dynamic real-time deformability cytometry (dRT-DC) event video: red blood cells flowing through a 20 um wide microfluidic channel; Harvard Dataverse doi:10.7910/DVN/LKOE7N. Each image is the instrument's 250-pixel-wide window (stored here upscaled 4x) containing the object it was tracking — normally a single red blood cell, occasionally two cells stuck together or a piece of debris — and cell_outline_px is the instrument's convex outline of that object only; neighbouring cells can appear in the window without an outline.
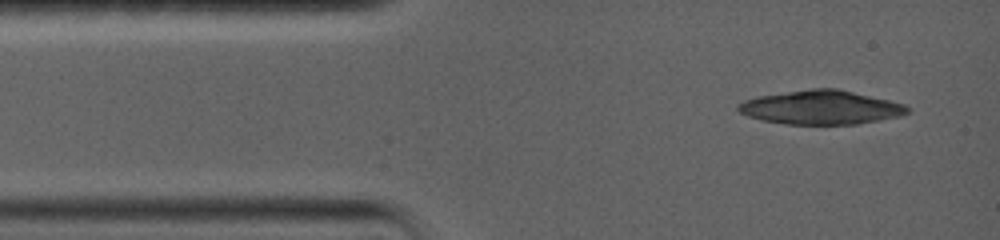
{"species": "common noctule bat (a hibernating species)", "species_latin": "Nyctalus noctula", "temperature_condition": "warm", "stored_images_in_passage": 1, "camera_frame_rate_fps": 5000, "um_per_image_px": 0.085, "animal": {"sex": "female", "body_mass_g": 19.0, "forearm_length_mm": 56.7}, "frame": {"image": 1, "passage_image": 1, "time_ms": 0.0, "image_size_px": [1000, 240], "cell_outline_px": [[908, 112], [900, 116], [880, 120], [856, 124], [784, 124], [764, 120], [748, 116], [740, 112], [736, 108], [736, 104], [744, 100], [756, 96], [812, 88], [836, 88], [888, 100], [904, 104], [908, 108]], "centroid_in_image_um": [69.74, 9.13], "position_along_channel_um": 15.3, "area_um2": 33.29}}